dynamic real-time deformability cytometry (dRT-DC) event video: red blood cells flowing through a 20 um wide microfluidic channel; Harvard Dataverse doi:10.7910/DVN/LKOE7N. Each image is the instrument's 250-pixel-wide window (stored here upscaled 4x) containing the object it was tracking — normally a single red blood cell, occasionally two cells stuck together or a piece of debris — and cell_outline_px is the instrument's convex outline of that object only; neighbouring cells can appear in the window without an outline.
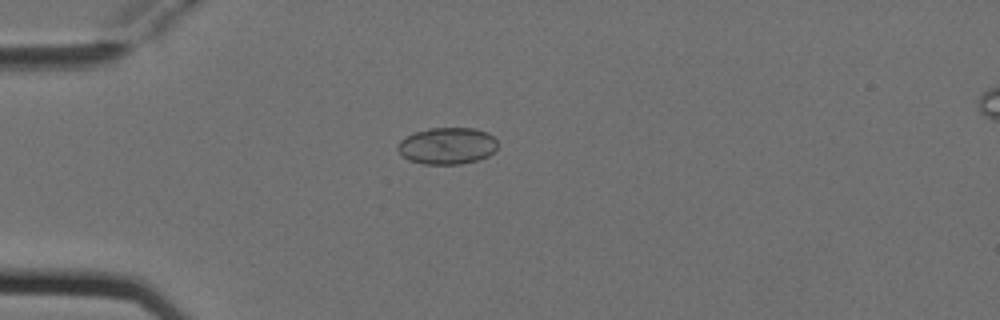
{"species": "Egyptian fruit bat (a non-hibernating species)", "species_latin": "Rousettus aegyptiacus", "temperature_condition": "cold", "stored_images_in_passage": 3, "camera_frame_rate_fps": 3000, "um_per_image_px": 0.085, "animal": {"sex": "female"}, "frame": {"image": 1, "passage_image": 1, "time_ms": 0.0, "image_size_px": [1000, 320], "cell_outline_px": [[496, 148], [488, 156], [476, 160], [460, 164], [424, 164], [408, 160], [396, 148], [400, 140], [416, 132], [428, 128], [476, 128], [488, 132], [496, 140]], "centroid_in_image_um": [38.01, 12.39], "position_along_channel_um": 47.0, "area_um2": 21.27}}